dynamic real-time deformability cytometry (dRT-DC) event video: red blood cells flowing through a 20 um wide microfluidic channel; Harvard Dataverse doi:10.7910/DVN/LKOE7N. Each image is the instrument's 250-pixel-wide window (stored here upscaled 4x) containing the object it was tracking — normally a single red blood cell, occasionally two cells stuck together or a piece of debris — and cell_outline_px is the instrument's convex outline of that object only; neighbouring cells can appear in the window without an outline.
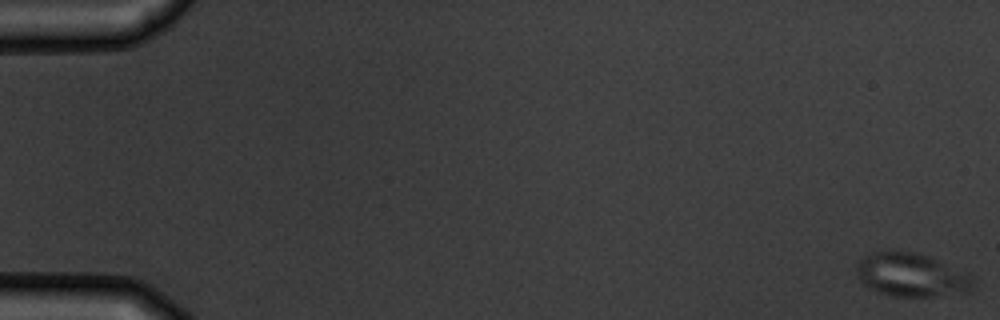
{"species": "common noctule bat (a hibernating species)", "species_latin": "Nyctalus noctula", "temperature_condition": "warm", "stored_images_in_passage": 7, "camera_frame_rate_fps": 3000, "um_per_image_px": 0.085, "animal": {"sex": "male", "body_mass_g": 19.5, "forearm_length_mm": 54.6}, "frame": {"image": 1, "passage_image": 1, "time_ms": 0.0, "image_size_px": [1000, 320], "cell_outline_px": [[972, 284], [964, 292], [932, 296], [892, 296], [868, 288], [860, 280], [856, 272], [856, 264], [860, 256], [872, 252], [916, 252], [928, 256], [972, 276]], "centroid_in_image_um": [77.36, 23.36], "position_along_channel_um": 7.6, "area_um2": 28.96}}